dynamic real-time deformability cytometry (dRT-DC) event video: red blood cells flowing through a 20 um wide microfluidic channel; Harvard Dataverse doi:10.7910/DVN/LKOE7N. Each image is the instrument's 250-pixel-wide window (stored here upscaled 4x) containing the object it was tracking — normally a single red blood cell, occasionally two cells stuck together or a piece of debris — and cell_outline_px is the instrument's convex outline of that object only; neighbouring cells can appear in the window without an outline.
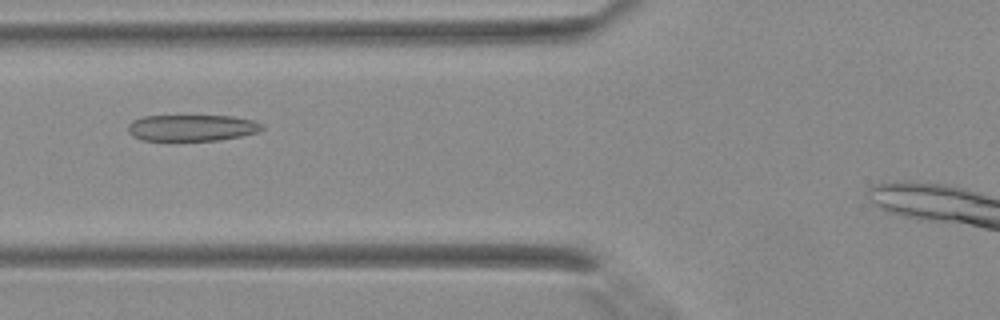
{"species": "Egyptian fruit bat (a non-hibernating species)", "species_latin": "Rousettus aegyptiacus", "temperature_condition": "warm", "stored_images_in_passage": 24, "camera_frame_rate_fps": 3000, "um_per_image_px": 0.085, "animal": {"sex": "female"}, "frame": {"image": 1, "passage_image": 3, "time_ms": 0.667, "image_size_px": [1000, 320], "cell_outline_px": [[264, 128], [260, 132], [220, 140], [140, 140], [132, 136], [128, 132], [128, 124], [132, 120], [144, 116], [232, 116], [252, 120], [264, 124]], "centroid_in_image_um": [16.31, 10.86], "position_along_channel_um": 109.5, "area_um2": 20.69}}
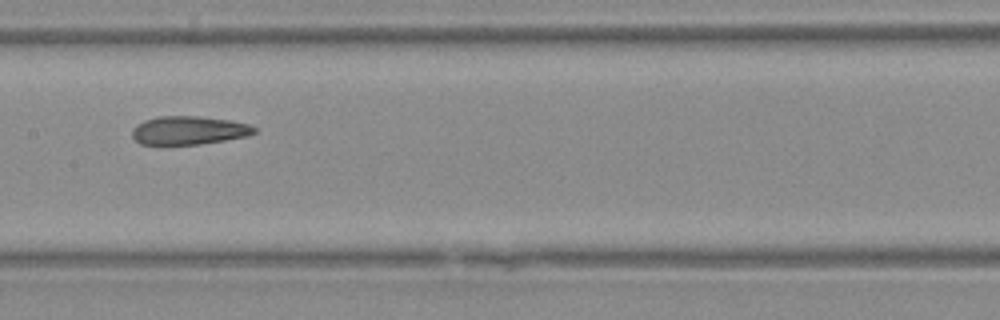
{"frame": {"image": 2, "passage_image": 8, "time_ms": 2.333, "image_size_px": [1000, 320], "cell_outline_px": [[256, 132], [248, 136], [200, 144], [160, 148], [140, 144], [132, 136], [132, 128], [136, 124], [144, 120], [160, 116], [200, 116], [228, 120], [248, 124], [256, 128]], "centroid_in_image_um": [15.95, 11.13], "position_along_channel_um": 191.4, "area_um2": 21.04}}
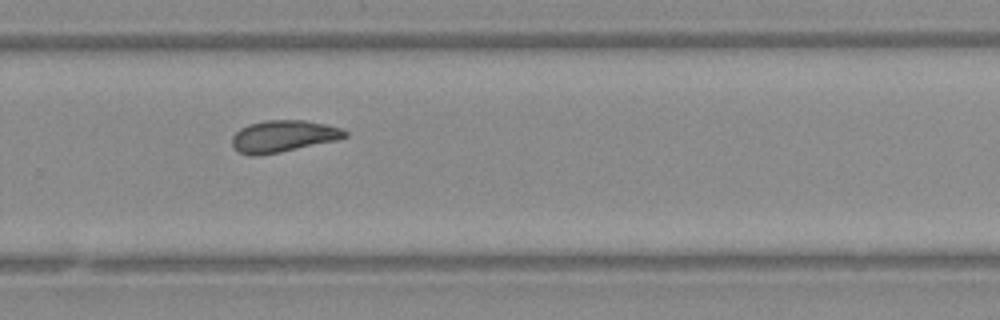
{"frame": {"image": 3, "passage_image": 15, "time_ms": 4.667, "image_size_px": [1000, 320], "cell_outline_px": [[348, 136], [336, 140], [280, 152], [256, 156], [252, 156], [240, 152], [232, 144], [232, 136], [240, 128], [248, 124], [264, 120], [304, 120], [324, 124], [340, 128], [348, 132]], "centroid_in_image_um": [24.06, 11.57], "position_along_channel_um": 305.7, "area_um2": 20.75}}